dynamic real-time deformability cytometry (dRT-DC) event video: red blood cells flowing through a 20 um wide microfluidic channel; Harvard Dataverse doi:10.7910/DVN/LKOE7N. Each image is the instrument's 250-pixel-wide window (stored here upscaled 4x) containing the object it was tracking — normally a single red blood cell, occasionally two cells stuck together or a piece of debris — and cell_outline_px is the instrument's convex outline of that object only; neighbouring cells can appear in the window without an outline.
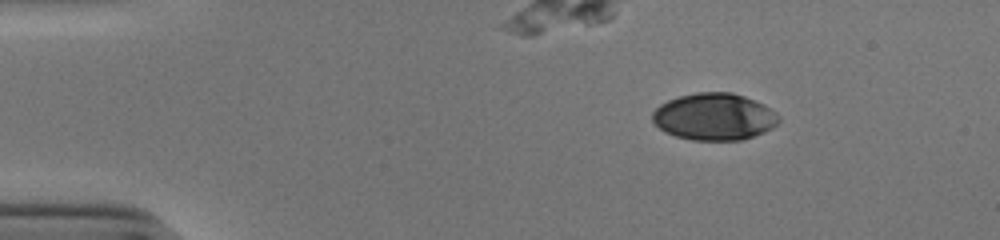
{"species": "human", "species_latin": "Homo sapiens", "temperature_condition": "cold", "stored_images_in_passage": 44, "camera_frame_rate_fps": 3000, "um_per_image_px": 0.085, "donor": {"sex": "male"}, "frame": {"image": 1, "passage_image": 1, "time_ms": 0.0, "image_size_px": [1000, 240], "cell_outline_px": [[780, 120], [772, 128], [764, 132], [740, 140], [692, 140], [676, 136], [664, 132], [652, 120], [652, 112], [660, 104], [668, 100], [680, 96], [696, 92], [732, 92], [744, 96], [764, 104], [776, 112], [780, 116]], "centroid_in_image_um": [60.71, 9.91], "position_along_channel_um": 24.3, "area_um2": 34.62}}
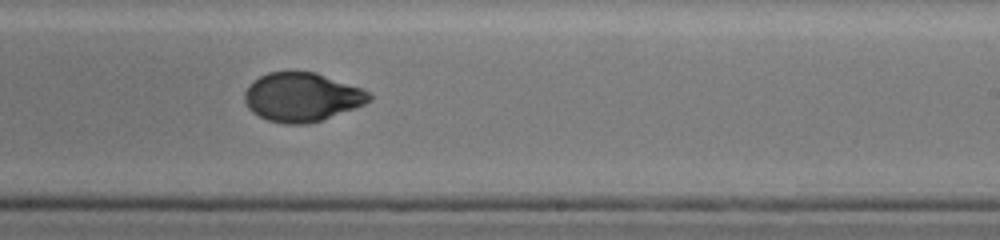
{"frame": {"image": 2, "passage_image": 26, "time_ms": 8.333, "image_size_px": [1000, 240], "cell_outline_px": [[372, 100], [364, 104], [320, 120], [308, 124], [284, 124], [268, 120], [252, 112], [248, 108], [244, 100], [244, 92], [248, 84], [252, 80], [268, 72], [316, 72], [364, 88], [372, 92]], "centroid_in_image_um": [25.66, 8.24], "position_along_channel_um": 263.3, "area_um2": 35.66}}
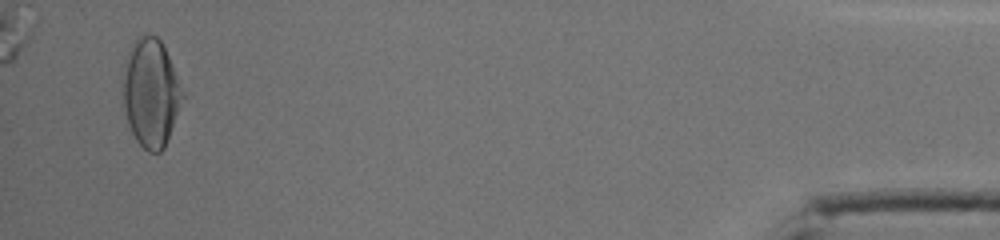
{"frame": {"image": 3, "passage_image": 44, "time_ms": 14.333, "image_size_px": [1000, 240], "cell_outline_px": [[184, 96], [164, 148], [160, 152], [148, 152], [136, 140], [128, 124], [124, 108], [120, 80], [124, 64], [128, 52], [136, 36], [144, 32], [156, 36], [160, 40], [168, 56], [184, 92]], "centroid_in_image_um": [12.77, 7.85], "position_along_channel_um": 422.4, "area_um2": 37.86}, "authors_computed_cell_mechanics": {"area_um2": 36.2117, "velocity_mm_per_s": 3.9137, "shape_relaxation_time_tau1_ms": 4.6103, "shape_relaxation_time_tau2_ms": 1.4965, "deformation_change_tau1": 0.1549, "deformation_change_tau2": 0.0434}}